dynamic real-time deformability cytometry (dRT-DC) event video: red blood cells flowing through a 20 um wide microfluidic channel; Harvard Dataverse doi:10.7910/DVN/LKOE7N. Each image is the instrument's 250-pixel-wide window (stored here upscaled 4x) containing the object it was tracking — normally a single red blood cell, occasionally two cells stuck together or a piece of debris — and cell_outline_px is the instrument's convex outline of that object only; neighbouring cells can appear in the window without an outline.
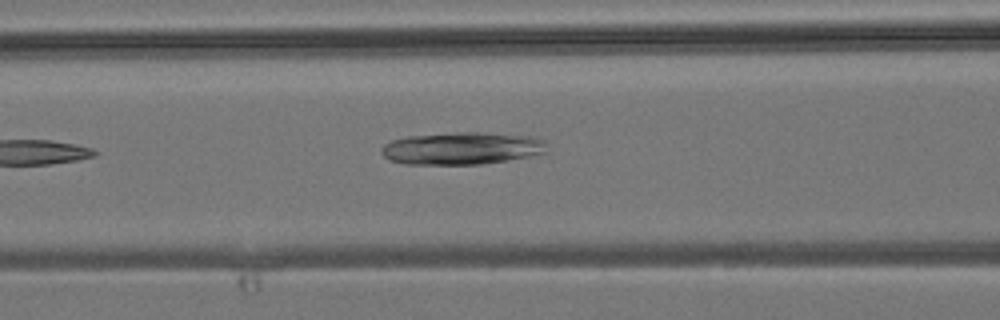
{"species": "common noctule bat (a hibernating species)", "species_latin": "Nyctalus noctula", "temperature_condition": "room temperature", "stored_images_in_passage": 5, "camera_frame_rate_fps": 3000, "um_per_image_px": 0.085, "animal": {"sex": "male", "body_mass_g": 19.2, "forearm_length_mm": 51.8}, "frame": {"image": 1, "passage_image": 5, "time_ms": 4.667, "image_size_px": [1000, 320], "cell_outline_px": [[544, 152], [528, 156], [508, 160], [480, 164], [404, 164], [388, 160], [380, 152], [380, 148], [384, 144], [392, 140], [408, 136], [456, 132], [480, 132], [532, 136], [544, 140]], "centroid_in_image_um": [39.18, 12.6], "position_along_channel_um": 127.4, "area_um2": 31.15}}